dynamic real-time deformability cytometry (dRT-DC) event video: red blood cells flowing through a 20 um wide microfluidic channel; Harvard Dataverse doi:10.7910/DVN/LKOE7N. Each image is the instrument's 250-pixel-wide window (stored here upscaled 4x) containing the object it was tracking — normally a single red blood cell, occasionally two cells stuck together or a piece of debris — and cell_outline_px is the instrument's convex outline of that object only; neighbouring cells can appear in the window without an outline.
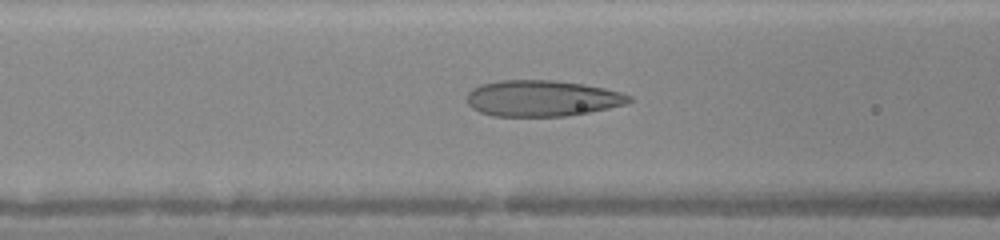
{"species": "human", "species_latin": "Homo sapiens", "temperature_condition": "warm", "stored_images_in_passage": 43, "camera_frame_rate_fps": 3000, "um_per_image_px": 0.085, "donor": {"sex": "female"}, "frame": {"image": 1, "passage_image": 15, "time_ms": 4.667, "image_size_px": [1000, 240], "cell_outline_px": [[632, 100], [624, 104], [608, 108], [588, 112], [564, 116], [492, 116], [480, 112], [472, 108], [468, 104], [468, 92], [472, 88], [480, 84], [500, 80], [552, 80], [584, 84], [604, 88], [620, 92], [632, 96]], "centroid_in_image_um": [46.05, 8.35], "position_along_channel_um": 120.5, "area_um2": 34.04}}
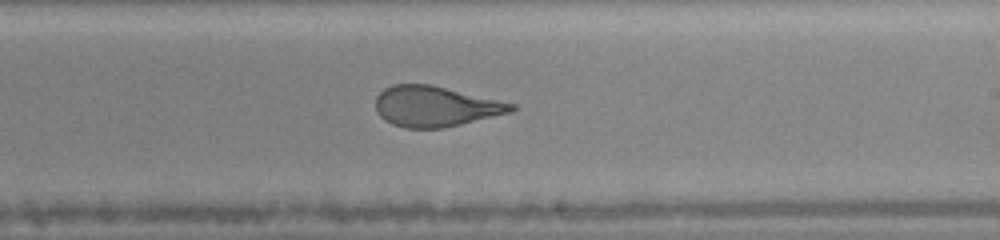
{"frame": {"image": 2, "passage_image": 24, "time_ms": 7.667, "image_size_px": [1000, 240], "cell_outline_px": [[516, 108], [512, 112], [444, 128], [404, 128], [392, 124], [384, 120], [376, 112], [376, 96], [384, 88], [392, 84], [428, 84], [516, 104]], "centroid_in_image_um": [36.97, 9.05], "position_along_channel_um": 252.0, "area_um2": 31.91}}
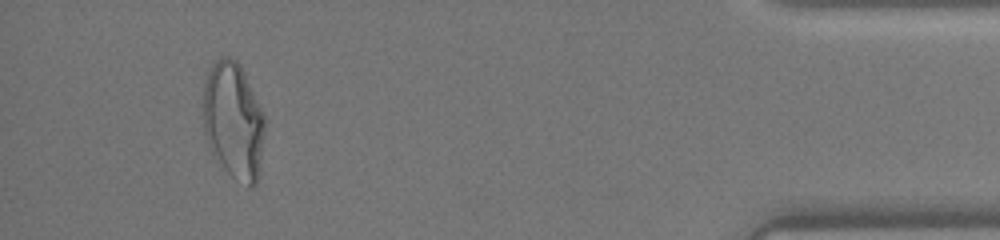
{"frame": {"image": 3, "passage_image": 39, "time_ms": 12.667, "image_size_px": [1000, 240], "cell_outline_px": [[264, 128], [260, 172], [256, 184], [252, 188], [248, 188], [232, 176], [212, 156], [204, 136], [204, 84], [208, 72], [212, 64], [216, 60], [224, 56], [228, 56], [236, 60], [240, 64], [244, 72], [264, 116]], "centroid_in_image_um": [19.84, 10.3], "position_along_channel_um": 415.4, "area_um2": 42.08}, "authors_computed_cell_mechanics": {"area_um2": 35.2002, "velocity_mm_per_s": 4.3882, "shape_relaxation_time_tau1_ms": 5.2152, "shape_relaxation_time_tau2_ms": 1.0089, "deformation_change_tau1": 0.2306, "deformation_change_tau2": 0.1054}}